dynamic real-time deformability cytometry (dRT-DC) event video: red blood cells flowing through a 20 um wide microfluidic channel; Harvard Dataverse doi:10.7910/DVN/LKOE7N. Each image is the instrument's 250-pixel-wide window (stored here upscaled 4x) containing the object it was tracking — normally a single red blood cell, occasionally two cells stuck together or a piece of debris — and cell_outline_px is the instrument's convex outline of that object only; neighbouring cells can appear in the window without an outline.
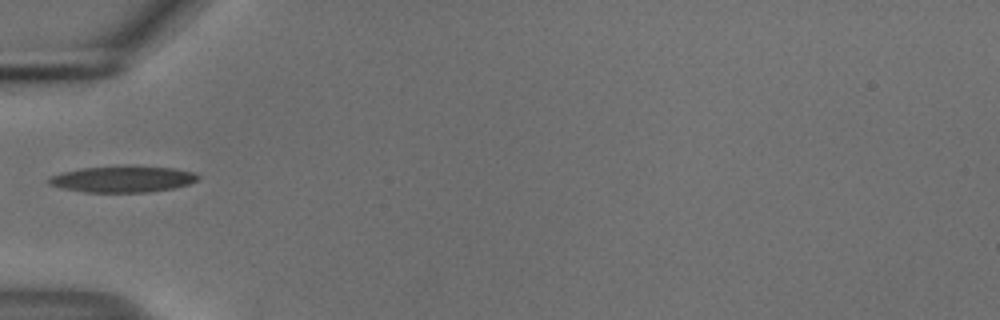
{"species": "common noctule bat (a hibernating species)", "species_latin": "Nyctalus noctula", "temperature_condition": "cold", "stored_images_in_passage": 35, "camera_frame_rate_fps": 3000, "um_per_image_px": 0.085, "animal": {"sex": "male", "body_mass_g": 18.8}, "frame": {"image": 1, "passage_image": 1, "time_ms": 0.0, "image_size_px": [1000, 320], "cell_outline_px": [[200, 176], [196, 180], [188, 184], [172, 188], [148, 192], [84, 192], [60, 188], [48, 184], [48, 180], [52, 176], [64, 172], [80, 168], [124, 164], [176, 168], [196, 172]], "centroid_in_image_um": [10.45, 15.19], "position_along_channel_um": 74.6, "area_um2": 23.35}}
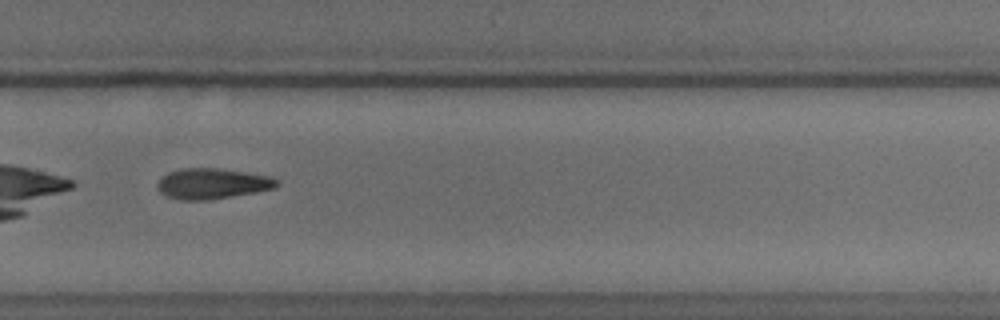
{"frame": {"image": 2, "passage_image": 20, "time_ms": 6.333, "image_size_px": [1000, 320], "cell_outline_px": [[280, 184], [276, 188], [256, 192], [208, 200], [180, 200], [164, 196], [160, 192], [156, 184], [160, 176], [168, 172], [180, 168], [216, 168], [272, 176], [280, 180]], "centroid_in_image_um": [18.03, 15.61], "position_along_channel_um": 311.8, "area_um2": 21.62}, "authors_computed_cell_mechanics": {"area_um2": 21.6172, "velocity_mm_per_s": 3.7402, "shape_relaxation_time_tau1_ms": 3.7478, "shape_relaxation_time_tau2_ms": null, "deformation_change_tau1": 0.128, "deformation_change_tau2": null}}